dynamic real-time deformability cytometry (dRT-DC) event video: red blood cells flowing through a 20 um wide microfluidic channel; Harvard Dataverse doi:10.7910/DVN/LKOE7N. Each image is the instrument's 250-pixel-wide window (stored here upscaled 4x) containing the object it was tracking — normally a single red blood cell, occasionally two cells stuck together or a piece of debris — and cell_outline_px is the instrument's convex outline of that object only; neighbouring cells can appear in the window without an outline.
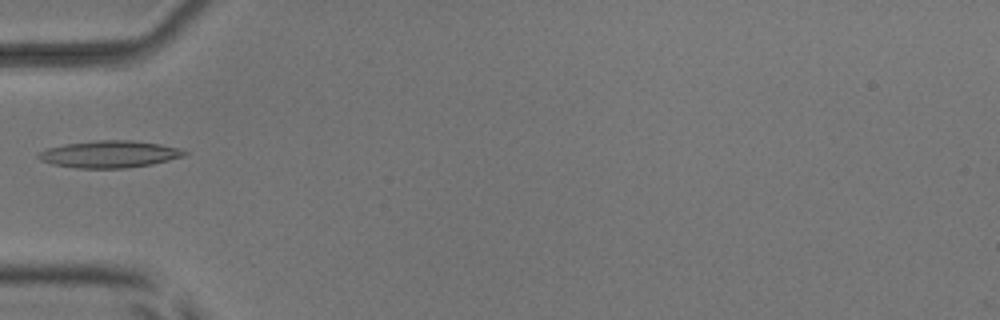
{"species": "common noctule bat (a hibernating species)", "species_latin": "Nyctalus noctula", "temperature_condition": "room temperature", "stored_images_in_passage": 5, "camera_frame_rate_fps": 3000, "um_per_image_px": 0.085, "animal": {"sex": "male", "body_mass_g": 17.9, "forearm_length_mm": 54.2}, "frame": {"image": 1, "passage_image": 5, "time_ms": 5.333, "image_size_px": [1000, 320], "cell_outline_px": [[188, 152], [184, 156], [152, 164], [124, 168], [76, 168], [52, 164], [40, 160], [36, 156], [36, 152], [48, 148], [64, 144], [96, 140], [132, 140], [160, 144], [180, 148]], "centroid_in_image_um": [9.27, 13.1], "position_along_channel_um": 75.7, "area_um2": 23.06}}